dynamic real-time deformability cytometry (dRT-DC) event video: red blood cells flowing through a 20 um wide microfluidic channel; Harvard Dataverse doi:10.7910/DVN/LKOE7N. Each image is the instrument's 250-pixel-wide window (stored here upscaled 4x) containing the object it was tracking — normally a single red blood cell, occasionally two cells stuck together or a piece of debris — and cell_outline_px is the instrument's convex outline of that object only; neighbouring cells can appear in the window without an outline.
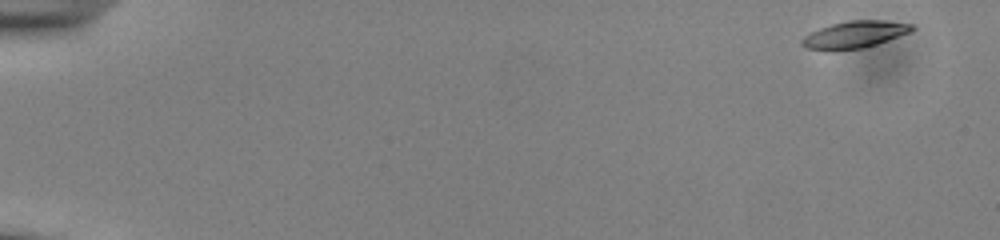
{"species": "common noctule bat (a hibernating species)", "species_latin": "Nyctalus noctula", "temperature_condition": "cold", "stored_images_in_passage": 52, "camera_frame_rate_fps": 3000, "um_per_image_px": 0.085, "animal": {"sex": "male", "body_mass_g": 13.0, "forearm_length_mm": 53.1}, "frame": {"image": 1, "passage_image": 1, "time_ms": 0.0, "image_size_px": [1000, 240], "cell_outline_px": [[916, 28], [912, 32], [860, 48], [832, 52], [804, 48], [800, 44], [800, 40], [804, 36], [820, 28], [832, 24], [852, 20], [884, 20], [912, 24]], "centroid_in_image_um": [72.6, 2.95], "position_along_channel_um": 12.4, "area_um2": 17.4}}
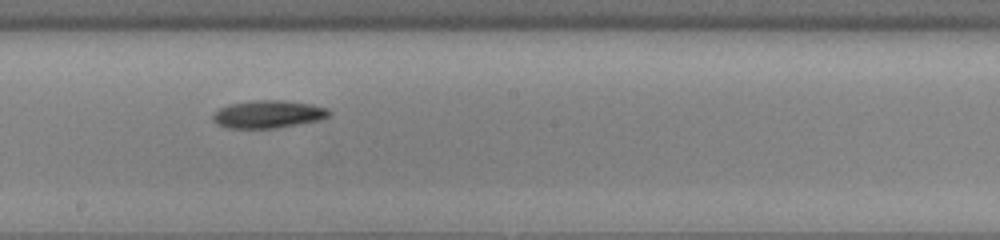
{"frame": {"image": 2, "passage_image": 30, "time_ms": 9.667, "image_size_px": [1000, 240], "cell_outline_px": [[332, 112], [328, 116], [320, 120], [276, 128], [228, 128], [216, 124], [212, 120], [212, 116], [220, 108], [228, 104], [252, 100], [284, 100], [312, 104], [328, 108]], "centroid_in_image_um": [22.8, 9.7], "position_along_channel_um": 225.4, "area_um2": 18.9}}
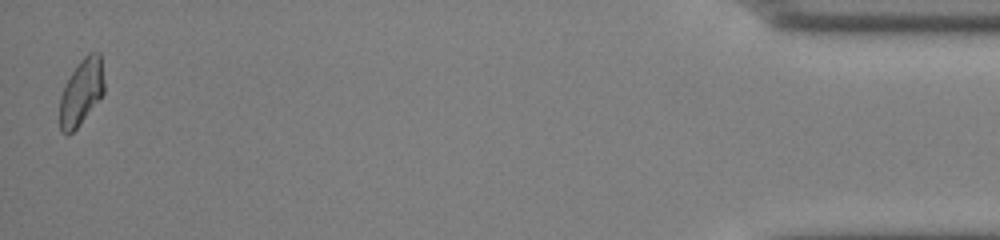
{"frame": {"image": 3, "passage_image": 52, "time_ms": 17.0, "image_size_px": [1000, 240], "cell_outline_px": [[104, 92], [80, 124], [68, 136], [60, 132], [60, 96], [64, 84], [76, 64], [88, 52], [100, 52], [104, 80]], "centroid_in_image_um": [6.9, 7.81], "position_along_channel_um": 428.3, "area_um2": 17.28}, "authors_computed_cell_mechanics": {"area_um2": 17.7446, "velocity_mm_per_s": 3.875, "shape_relaxation_time_tau1_ms": 2.3679, "shape_relaxation_time_tau2_ms": null, "deformation_change_tau1": 0.093, "deformation_change_tau2": null}}